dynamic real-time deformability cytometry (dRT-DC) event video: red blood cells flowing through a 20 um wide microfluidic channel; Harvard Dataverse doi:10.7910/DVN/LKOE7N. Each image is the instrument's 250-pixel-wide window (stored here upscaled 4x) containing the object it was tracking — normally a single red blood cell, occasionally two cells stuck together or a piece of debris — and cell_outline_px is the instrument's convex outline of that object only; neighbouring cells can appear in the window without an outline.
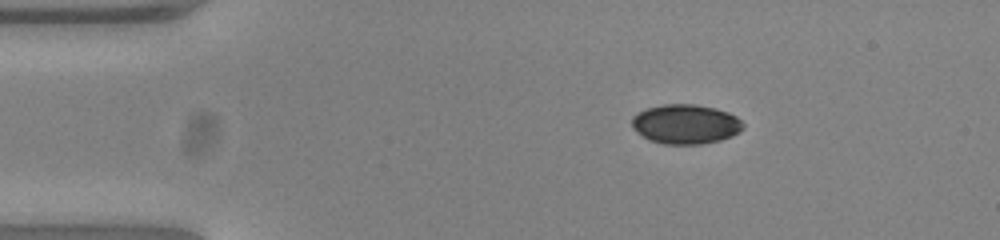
{"species": "common noctule bat (a hibernating species)", "species_latin": "Nyctalus noctula", "temperature_condition": "warm", "stored_images_in_passage": 52, "camera_frame_rate_fps": 3000, "um_per_image_px": 0.085, "animal": {"sex": "female", "body_mass_g": 23.0, "forearm_length_mm": 53.4}, "frame": {"image": 1, "passage_image": 8, "time_ms": 2.333, "image_size_px": [1000, 240], "cell_outline_px": [[744, 128], [740, 132], [732, 136], [720, 140], [700, 144], [664, 144], [648, 140], [636, 132], [632, 128], [632, 116], [648, 108], [664, 104], [696, 104], [716, 108], [728, 112], [736, 116], [744, 124]], "centroid_in_image_um": [58.28, 10.55], "position_along_channel_um": 26.7, "area_um2": 25.78}}
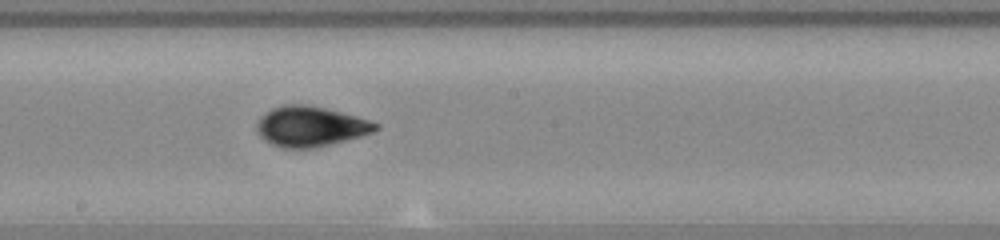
{"frame": {"image": 2, "passage_image": 28, "time_ms": 9.0, "image_size_px": [1000, 240], "cell_outline_px": [[380, 128], [372, 132], [360, 136], [312, 148], [284, 148], [272, 144], [260, 136], [256, 128], [256, 124], [260, 116], [272, 108], [284, 104], [308, 104], [356, 116], [380, 124]], "centroid_in_image_um": [26.36, 10.73], "position_along_channel_um": 221.8, "area_um2": 27.57}}
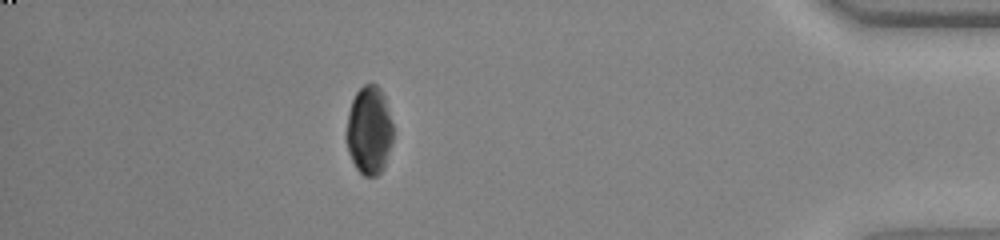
{"frame": {"image": 3, "passage_image": 46, "time_ms": 15.0, "image_size_px": [1000, 240], "cell_outline_px": [[392, 140], [384, 168], [376, 176], [364, 176], [356, 168], [348, 152], [344, 136], [348, 112], [352, 100], [356, 92], [364, 84], [376, 84], [380, 88], [384, 96], [392, 124]], "centroid_in_image_um": [31.34, 11.09], "position_along_channel_um": 403.9, "area_um2": 24.16}, "authors_computed_cell_mechanics": {"area_um2": 26.2701, "velocity_mm_per_s": 3.8485, "shape_relaxation_time_tau1_ms": 2.429, "shape_relaxation_time_tau2_ms": 1.3085, "deformation_change_tau1": 0.0906, "deformation_change_tau2": 0.0404}}